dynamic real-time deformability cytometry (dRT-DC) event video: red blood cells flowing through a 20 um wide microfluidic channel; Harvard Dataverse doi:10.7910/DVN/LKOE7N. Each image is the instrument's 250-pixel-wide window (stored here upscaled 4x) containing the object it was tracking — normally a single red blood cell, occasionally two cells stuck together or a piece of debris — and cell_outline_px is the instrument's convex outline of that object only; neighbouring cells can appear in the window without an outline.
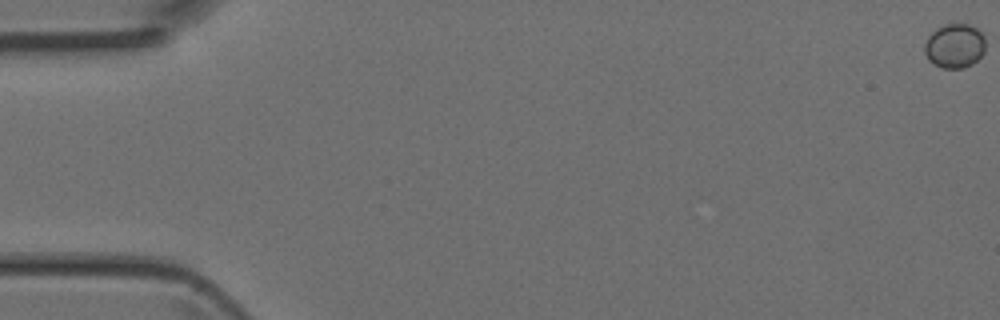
{"species": "Egyptian fruit bat (a non-hibernating species)", "species_latin": "Rousettus aegyptiacus", "temperature_condition": "room temperature", "stored_images_in_passage": 16, "camera_frame_rate_fps": 3000, "um_per_image_px": 0.085, "animal": {"sex": "female"}, "frame": {"image": 1, "passage_image": 1, "time_ms": 0.0, "image_size_px": [1000, 320], "cell_outline_px": [[984, 52], [972, 64], [964, 68], [944, 68], [928, 60], [924, 52], [924, 44], [928, 36], [936, 28], [944, 24], [968, 24], [976, 28], [984, 36]], "centroid_in_image_um": [81.12, 3.89], "position_along_channel_um": 3.9, "area_um2": 15.66}}
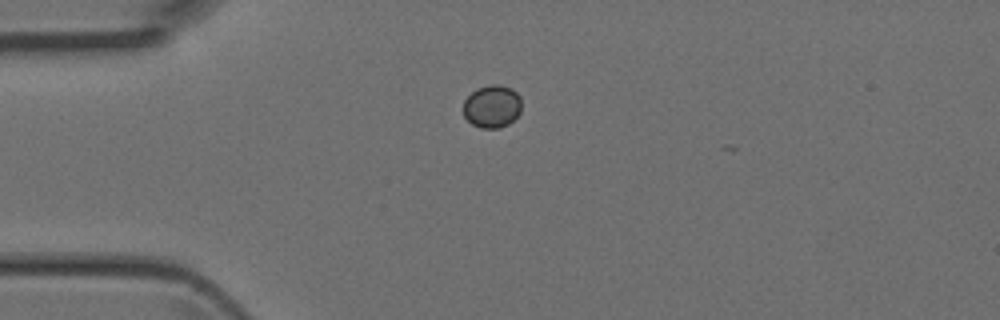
{"frame": {"image": 2, "passage_image": 13, "time_ms": 4.0, "image_size_px": [1000, 320], "cell_outline_px": [[520, 112], [508, 124], [500, 128], [480, 128], [472, 124], [464, 116], [464, 100], [476, 88], [488, 84], [500, 84], [512, 88], [520, 96]], "centroid_in_image_um": [41.82, 9.02], "position_along_channel_um": 43.2, "area_um2": 14.57}}